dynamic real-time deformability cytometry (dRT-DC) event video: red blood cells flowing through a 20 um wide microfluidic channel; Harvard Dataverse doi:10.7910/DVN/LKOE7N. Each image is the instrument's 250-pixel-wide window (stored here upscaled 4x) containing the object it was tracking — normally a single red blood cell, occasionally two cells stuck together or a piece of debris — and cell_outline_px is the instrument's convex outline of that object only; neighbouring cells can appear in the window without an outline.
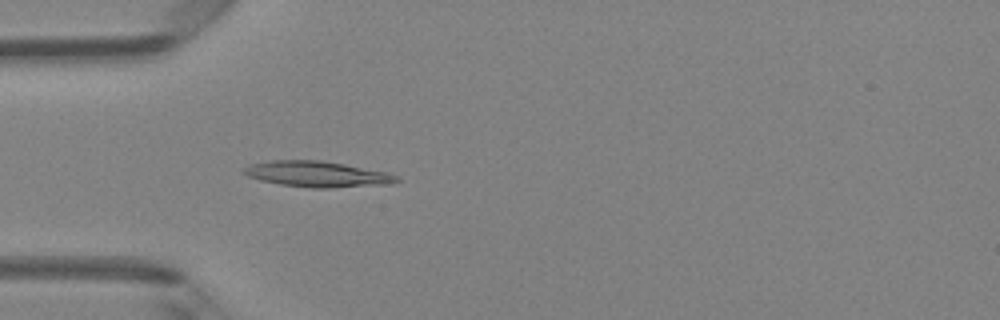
{"species": "Egyptian fruit bat (a non-hibernating species)", "species_latin": "Rousettus aegyptiacus", "temperature_condition": "room temperature", "stored_images_in_passage": 48, "camera_frame_rate_fps": 3000, "um_per_image_px": 0.085, "animal": {"sex": "female"}, "frame": {"image": 1, "passage_image": 14, "time_ms": 4.333, "image_size_px": [1000, 320], "cell_outline_px": [[400, 180], [384, 184], [328, 188], [312, 188], [280, 184], [260, 180], [248, 176], [240, 172], [244, 168], [252, 164], [272, 160], [320, 160], [344, 164], [388, 172], [400, 176]], "centroid_in_image_um": [26.95, 14.79], "position_along_channel_um": 58.0, "area_um2": 22.83}}
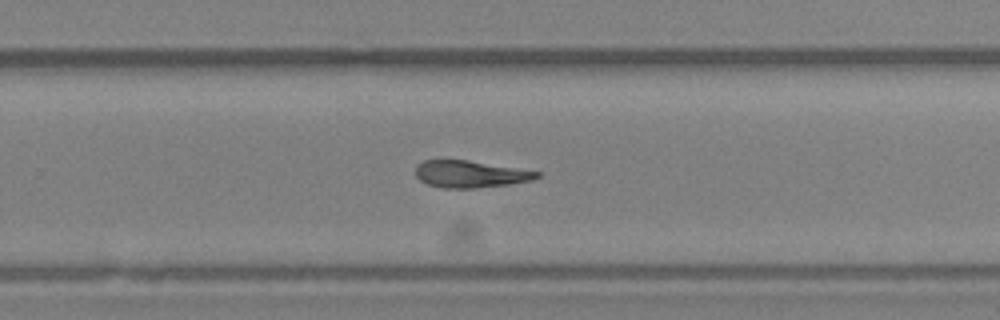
{"frame": {"image": 2, "passage_image": 31, "time_ms": 10.0, "image_size_px": [1000, 320], "cell_outline_px": [[540, 176], [532, 180], [512, 184], [476, 188], [444, 188], [428, 184], [420, 180], [416, 176], [416, 168], [424, 160], [468, 160], [540, 172]], "centroid_in_image_um": [39.99, 14.81], "position_along_channel_um": 289.8, "area_um2": 18.9}}
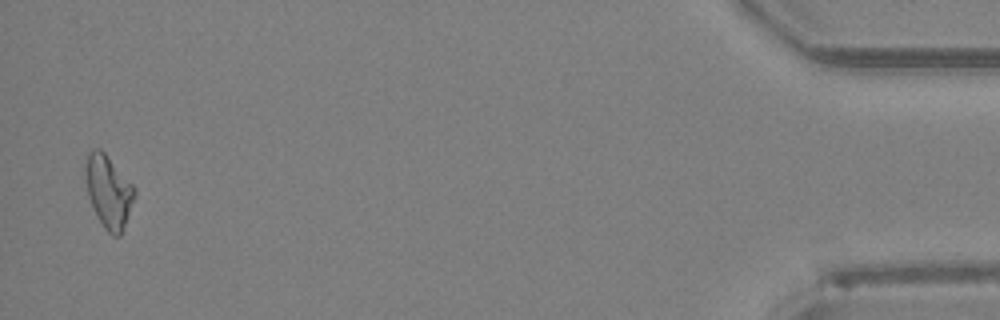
{"frame": {"image": 3, "passage_image": 47, "time_ms": 15.333, "image_size_px": [1000, 320], "cell_outline_px": [[136, 196], [120, 236], [112, 236], [104, 228], [88, 196], [84, 180], [84, 168], [88, 152], [92, 148], [100, 148], [104, 152], [136, 188]], "centroid_in_image_um": [9.22, 16.24], "position_along_channel_um": 426.0, "area_um2": 20.81}, "authors_computed_cell_mechanics": {"area_um2": 20.4323, "velocity_mm_per_s": 4.1765, "shape_relaxation_time_tau1_ms": 9.6826, "shape_relaxation_time_tau2_ms": null, "deformation_change_tau1": 0.2123, "deformation_change_tau2": null}}